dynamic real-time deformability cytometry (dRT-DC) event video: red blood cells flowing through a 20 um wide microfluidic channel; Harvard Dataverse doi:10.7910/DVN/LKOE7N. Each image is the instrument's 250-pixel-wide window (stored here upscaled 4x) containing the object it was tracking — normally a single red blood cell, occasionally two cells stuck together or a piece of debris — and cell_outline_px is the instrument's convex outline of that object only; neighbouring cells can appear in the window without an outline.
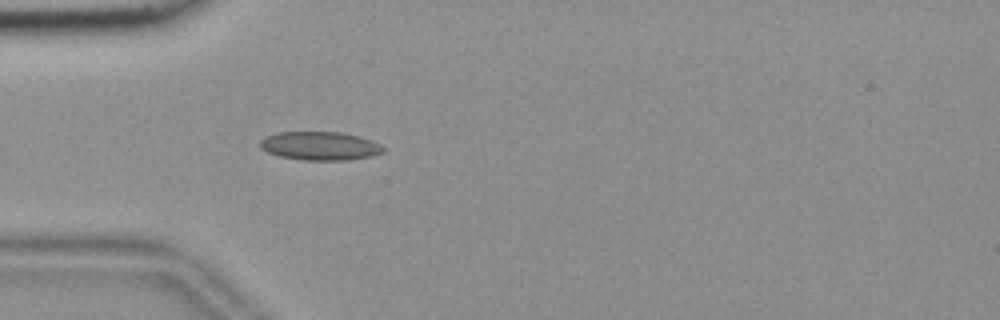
{"species": "common noctule bat (a hibernating species)", "species_latin": "Nyctalus noctula", "temperature_condition": "room temperature", "stored_images_in_passage": 33, "camera_frame_rate_fps": 3000, "um_per_image_px": 0.085, "animal": {"sex": "female", "body_mass_g": 18.4}, "frame": {"image": 1, "passage_image": 1, "time_ms": 0.0, "image_size_px": [1000, 320], "cell_outline_px": [[384, 152], [372, 156], [348, 160], [304, 160], [280, 156], [268, 152], [260, 148], [260, 140], [276, 132], [340, 132], [360, 136], [372, 140], [380, 144], [384, 148]], "centroid_in_image_um": [27.22, 12.4], "position_along_channel_um": 57.8, "area_um2": 20.52}}
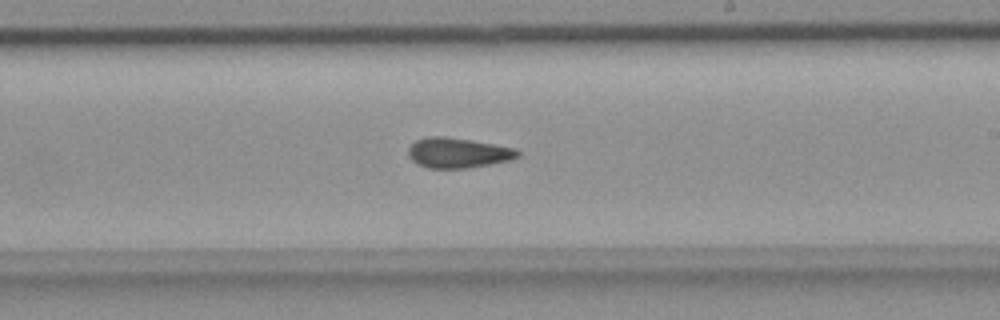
{"frame": {"image": 2, "passage_image": 17, "time_ms": 5.333, "image_size_px": [1000, 320], "cell_outline_px": [[520, 156], [512, 160], [468, 168], [428, 168], [416, 164], [408, 156], [408, 148], [416, 140], [428, 136], [444, 136], [472, 140], [516, 148], [520, 152]], "centroid_in_image_um": [38.93, 12.99], "position_along_channel_um": 250.1, "area_um2": 19.42}}
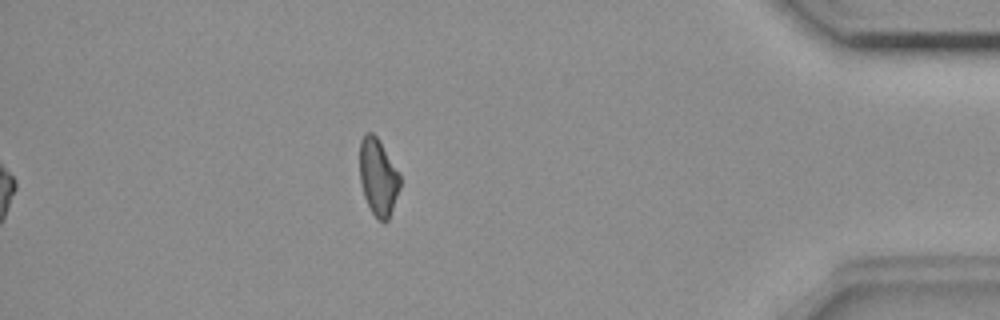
{"frame": {"image": 3, "passage_image": 33, "time_ms": 10.667, "image_size_px": [1000, 320], "cell_outline_px": [[400, 188], [388, 220], [384, 224], [376, 220], [364, 196], [360, 184], [360, 140], [368, 132], [372, 132], [376, 136], [400, 176]], "centroid_in_image_um": [32.13, 15.12], "position_along_channel_um": 403.1, "area_um2": 17.86}, "authors_computed_cell_mechanics": {"area_um2": 19.074, "velocity_mm_per_s": 3.6947, "shape_relaxation_time_tau1_ms": null, "shape_relaxation_time_tau2_ms": 6.2448, "deformation_change_tau1": null, "deformation_change_tau2": 0.1014}}